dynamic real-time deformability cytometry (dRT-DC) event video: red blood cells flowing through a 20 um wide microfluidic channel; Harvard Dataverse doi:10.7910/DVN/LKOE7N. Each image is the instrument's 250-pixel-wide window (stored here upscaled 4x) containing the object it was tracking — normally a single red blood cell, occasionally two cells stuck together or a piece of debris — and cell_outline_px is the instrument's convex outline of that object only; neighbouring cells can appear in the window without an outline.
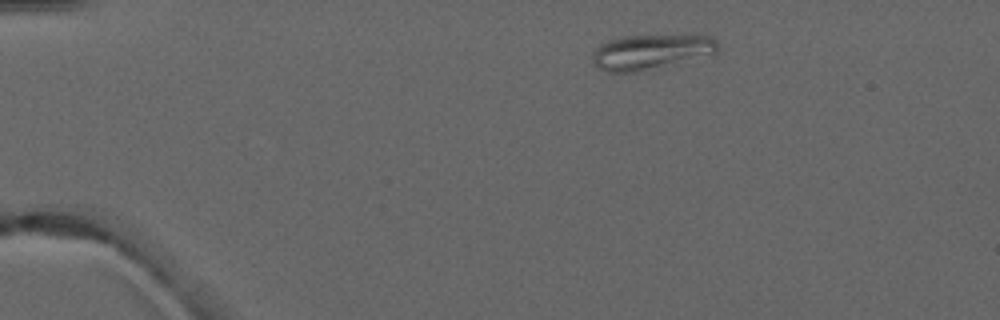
{"species": "common noctule bat (a hibernating species)", "species_latin": "Nyctalus noctula", "temperature_condition": "warm", "stored_images_in_passage": 4, "camera_frame_rate_fps": 3000, "um_per_image_px": 0.085, "animal": {"sex": "male", "forearm_length_mm": 52.5}, "frame": {"image": 1, "passage_image": 1, "time_ms": 0.0, "image_size_px": [1000, 320], "cell_outline_px": [[716, 52], [636, 72], [608, 72], [600, 68], [592, 60], [592, 56], [596, 48], [600, 44], [608, 40], [620, 36], [712, 36], [716, 40]], "centroid_in_image_um": [55.22, 4.39], "position_along_channel_um": 29.8, "area_um2": 24.57}}